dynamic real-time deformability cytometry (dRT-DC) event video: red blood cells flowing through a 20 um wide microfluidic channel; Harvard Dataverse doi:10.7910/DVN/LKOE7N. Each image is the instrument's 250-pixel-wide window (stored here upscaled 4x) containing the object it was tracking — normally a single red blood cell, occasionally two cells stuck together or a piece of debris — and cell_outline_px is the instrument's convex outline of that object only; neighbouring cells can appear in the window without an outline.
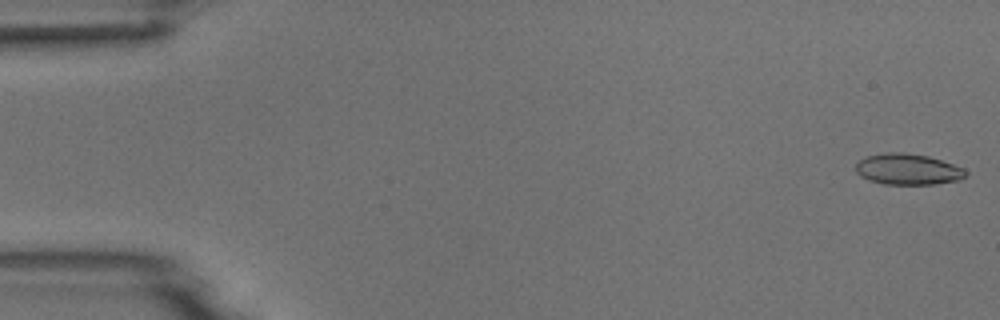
{"species": "common noctule bat (a hibernating species)", "species_latin": "Nyctalus noctula", "temperature_condition": "room temperature", "stored_images_in_passage": 7, "camera_frame_rate_fps": 3000, "um_per_image_px": 0.085, "animal": {"sex": "male", "body_mass_g": 18.8}, "frame": {"image": 1, "passage_image": 1, "time_ms": 0.0, "image_size_px": [1000, 320], "cell_outline_px": [[968, 172], [960, 180], [936, 184], [884, 184], [868, 180], [860, 176], [856, 172], [856, 164], [860, 160], [868, 156], [888, 152], [904, 152], [928, 156], [964, 168]], "centroid_in_image_um": [77.17, 14.39], "position_along_channel_um": 7.8, "area_um2": 19.83}}
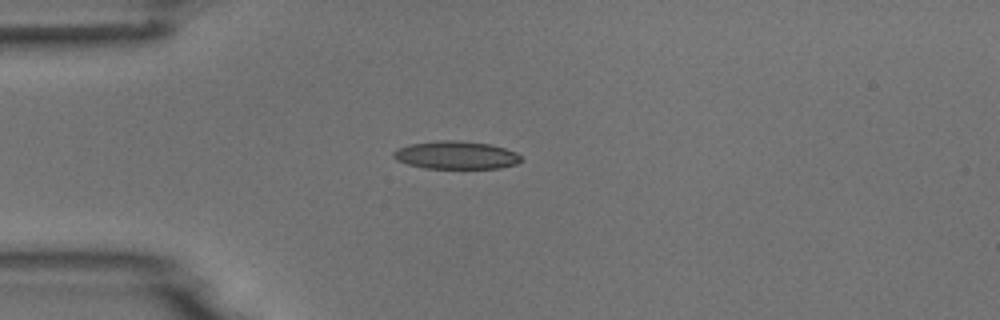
{"frame": {"image": 2, "passage_image": 4, "time_ms": 4.333, "image_size_px": [1000, 320], "cell_outline_px": [[524, 160], [516, 164], [500, 168], [424, 168], [408, 164], [396, 160], [392, 156], [392, 152], [396, 148], [408, 144], [436, 140], [460, 140], [488, 144], [504, 148], [516, 152]], "centroid_in_image_um": [38.73, 13.18], "position_along_channel_um": 46.3, "area_um2": 20.98}}